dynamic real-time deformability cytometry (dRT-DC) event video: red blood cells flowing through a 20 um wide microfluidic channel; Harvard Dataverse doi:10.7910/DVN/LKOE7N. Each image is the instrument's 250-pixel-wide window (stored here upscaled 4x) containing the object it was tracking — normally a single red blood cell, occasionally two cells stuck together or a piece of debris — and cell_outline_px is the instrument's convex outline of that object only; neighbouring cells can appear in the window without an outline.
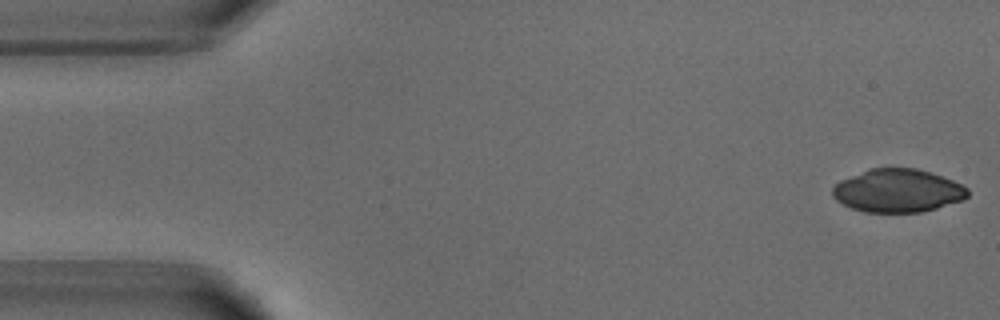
{"species": "common noctule bat (a hibernating species)", "species_latin": "Nyctalus noctula", "temperature_condition": "warm", "stored_images_in_passage": 51, "camera_frame_rate_fps": 3000, "um_per_image_px": 0.085, "animal": {"sex": "male", "body_mass_g": 18.8}, "frame": {"image": 1, "passage_image": 1, "time_ms": 0.0, "image_size_px": [1000, 320], "cell_outline_px": [[968, 196], [964, 200], [936, 208], [920, 212], [864, 212], [852, 208], [836, 200], [832, 196], [832, 188], [840, 180], [868, 168], [916, 168], [932, 172], [952, 180], [968, 188]], "centroid_in_image_um": [76.3, 16.2], "position_along_channel_um": 8.7, "area_um2": 34.1}}